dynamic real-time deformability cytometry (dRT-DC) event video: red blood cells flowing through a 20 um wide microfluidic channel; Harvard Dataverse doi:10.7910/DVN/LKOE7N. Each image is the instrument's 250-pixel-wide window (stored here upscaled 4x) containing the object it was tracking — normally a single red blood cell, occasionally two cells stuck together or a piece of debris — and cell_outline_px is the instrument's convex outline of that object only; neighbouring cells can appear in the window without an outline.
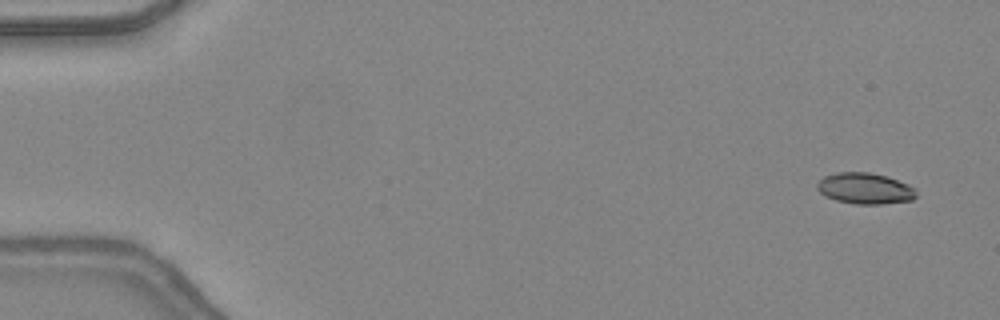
{"species": "common noctule bat (a hibernating species)", "species_latin": "Nyctalus noctula", "temperature_condition": "warm", "stored_images_in_passage": 14, "camera_frame_rate_fps": 3000, "um_per_image_px": 0.085, "animal": {"sex": "female", "body_mass_g": 24.6, "forearm_length_mm": 56.2}, "frame": {"image": 1, "passage_image": 3, "time_ms": 0.667, "image_size_px": [1000, 320], "cell_outline_px": [[916, 196], [912, 200], [880, 204], [856, 204], [836, 200], [824, 196], [816, 188], [816, 184], [824, 176], [836, 172], [868, 172], [884, 176], [908, 184], [916, 188]], "centroid_in_image_um": [73.5, 16.02], "position_along_channel_um": 11.5, "area_um2": 17.92}}